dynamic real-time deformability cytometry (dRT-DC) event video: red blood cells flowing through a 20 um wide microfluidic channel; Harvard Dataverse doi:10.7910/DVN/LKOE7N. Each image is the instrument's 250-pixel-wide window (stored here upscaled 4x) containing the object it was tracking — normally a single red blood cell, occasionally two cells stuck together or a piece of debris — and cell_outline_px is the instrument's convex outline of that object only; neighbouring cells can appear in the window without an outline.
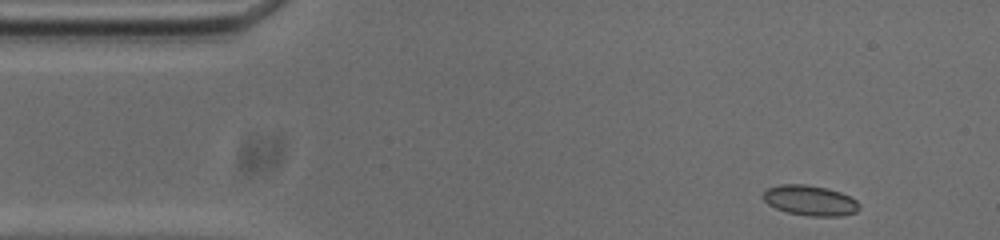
{"species": "common noctule bat (a hibernating species)", "species_latin": "Nyctalus noctula", "temperature_condition": "cold", "stored_images_in_passage": 28, "camera_frame_rate_fps": 3000, "um_per_image_px": 0.085, "animal": {"sex": "male", "body_mass_g": 20.0, "forearm_length_mm": 53.3}, "frame": {"image": 1, "passage_image": 1, "time_ms": 0.0, "image_size_px": [1000, 240], "cell_outline_px": [[860, 208], [856, 212], [840, 216], [808, 216], [788, 212], [776, 208], [768, 204], [760, 196], [768, 188], [780, 184], [804, 184], [828, 188], [840, 192], [856, 200], [860, 204]], "centroid_in_image_um": [68.85, 17.03], "position_along_channel_um": 16.2, "area_um2": 16.99}}
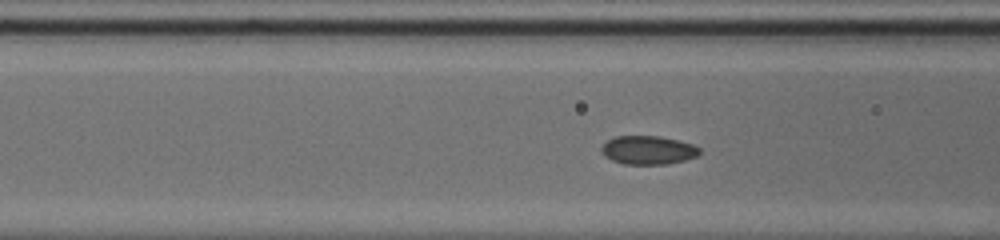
{"frame": {"image": 2, "passage_image": 15, "time_ms": 4.667, "image_size_px": [1000, 240], "cell_outline_px": [[700, 152], [696, 156], [684, 160], [668, 164], [624, 164], [612, 160], [604, 156], [600, 148], [608, 140], [616, 136], [660, 136], [692, 144], [700, 148]], "centroid_in_image_um": [55.07, 12.76], "position_along_channel_um": 111.5, "area_um2": 16.24}}
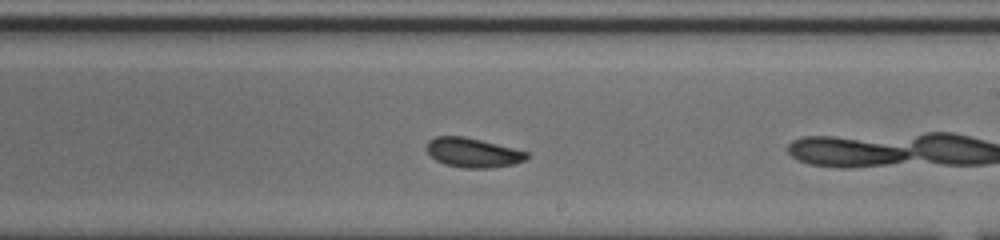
{"frame": {"image": 3, "passage_image": 26, "time_ms": 8.333, "image_size_px": [1000, 240], "cell_outline_px": [[528, 156], [524, 160], [512, 164], [488, 168], [464, 168], [444, 164], [436, 160], [428, 152], [428, 140], [436, 136], [464, 136], [528, 152]], "centroid_in_image_um": [40.17, 12.97], "position_along_channel_um": 248.8, "area_um2": 16.82}}